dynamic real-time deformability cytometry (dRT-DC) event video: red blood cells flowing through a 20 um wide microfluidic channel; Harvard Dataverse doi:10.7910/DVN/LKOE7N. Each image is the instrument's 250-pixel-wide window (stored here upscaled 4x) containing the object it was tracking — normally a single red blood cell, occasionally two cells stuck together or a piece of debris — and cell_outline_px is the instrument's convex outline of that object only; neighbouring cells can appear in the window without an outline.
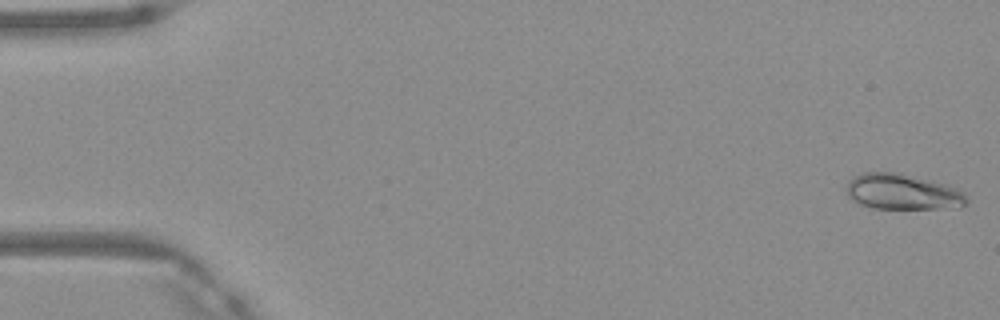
{"species": "Egyptian fruit bat (a non-hibernating species)", "species_latin": "Rousettus aegyptiacus", "temperature_condition": "warm", "stored_images_in_passage": 49, "camera_frame_rate_fps": 3000, "um_per_image_px": 0.085, "frame": {"image": 1, "passage_image": 1, "time_ms": 0.0, "image_size_px": [1000, 320], "cell_outline_px": [[968, 204], [956, 208], [872, 208], [860, 204], [852, 200], [848, 196], [848, 180], [864, 172], [896, 172], [960, 188], [964, 192], [968, 200]], "centroid_in_image_um": [76.76, 16.31], "position_along_channel_um": 8.2, "area_um2": 24.85}}
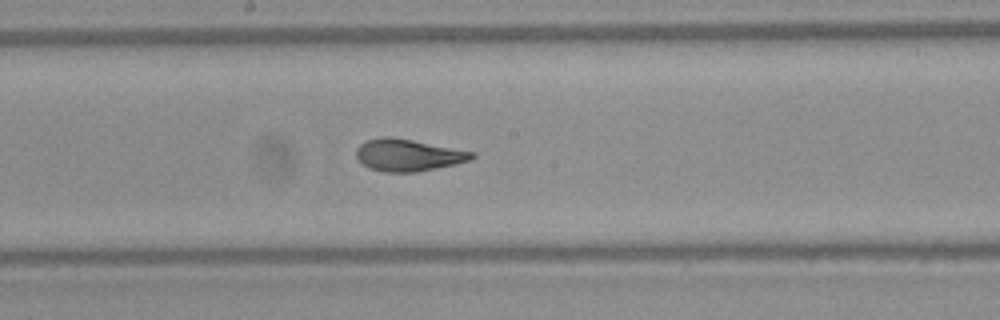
{"frame": {"image": 2, "passage_image": 26, "time_ms": 8.333, "image_size_px": [1000, 320], "cell_outline_px": [[476, 156], [472, 160], [456, 164], [416, 172], [384, 172], [368, 168], [356, 156], [356, 148], [360, 144], [368, 140], [384, 136], [388, 136], [412, 140], [476, 152]], "centroid_in_image_um": [34.72, 13.19], "position_along_channel_um": 213.5, "area_um2": 21.56}}
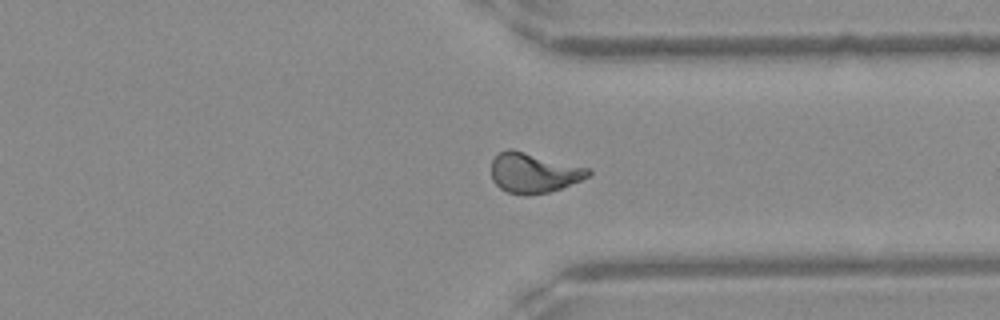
{"frame": {"image": 3, "passage_image": 37, "time_ms": 12.0, "image_size_px": [1000, 320], "cell_outline_px": [[592, 172], [588, 176], [580, 180], [560, 188], [548, 192], [528, 196], [524, 196], [508, 192], [500, 188], [492, 180], [492, 160], [500, 152], [508, 148], [512, 148], [588, 168]], "centroid_in_image_um": [45.33, 14.69], "position_along_channel_um": 366.1, "area_um2": 22.48}, "authors_computed_cell_mechanics": {"area_um2": 21.7906, "velocity_mm_per_s": 4.1726, "shape_relaxation_time_tau1_ms": 4.5908, "shape_relaxation_time_tau2_ms": 0.971, "deformation_change_tau1": 0.1791, "deformation_change_tau2": 0.0609}}